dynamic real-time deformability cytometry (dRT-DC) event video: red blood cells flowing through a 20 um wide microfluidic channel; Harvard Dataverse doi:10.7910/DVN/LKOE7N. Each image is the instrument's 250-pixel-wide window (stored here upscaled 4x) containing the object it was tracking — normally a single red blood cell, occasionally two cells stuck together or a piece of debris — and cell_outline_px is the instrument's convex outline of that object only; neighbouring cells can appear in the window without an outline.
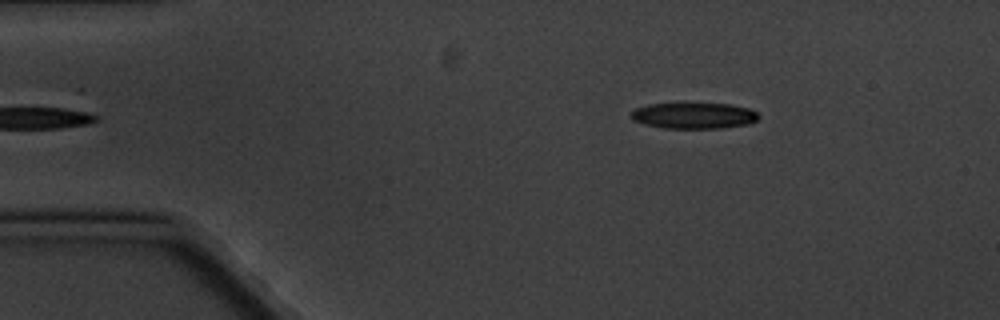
{"species": "common noctule bat (a hibernating species)", "species_latin": "Nyctalus noctula", "temperature_condition": "cold", "stored_images_in_passage": 4, "camera_frame_rate_fps": 3000, "um_per_image_px": 0.085, "animal": {"sex": "male", "body_mass_g": 20.1, "forearm_length_mm": 53.5}, "frame": {"image": 1, "passage_image": 4, "time_ms": 3.333, "image_size_px": [1000, 320], "cell_outline_px": [[760, 116], [756, 120], [748, 124], [720, 128], [664, 128], [644, 124], [632, 120], [628, 116], [636, 108], [648, 104], [728, 104], [748, 108], [756, 112]], "centroid_in_image_um": [58.94, 9.84], "position_along_channel_um": 26.1, "area_um2": 19.19}}